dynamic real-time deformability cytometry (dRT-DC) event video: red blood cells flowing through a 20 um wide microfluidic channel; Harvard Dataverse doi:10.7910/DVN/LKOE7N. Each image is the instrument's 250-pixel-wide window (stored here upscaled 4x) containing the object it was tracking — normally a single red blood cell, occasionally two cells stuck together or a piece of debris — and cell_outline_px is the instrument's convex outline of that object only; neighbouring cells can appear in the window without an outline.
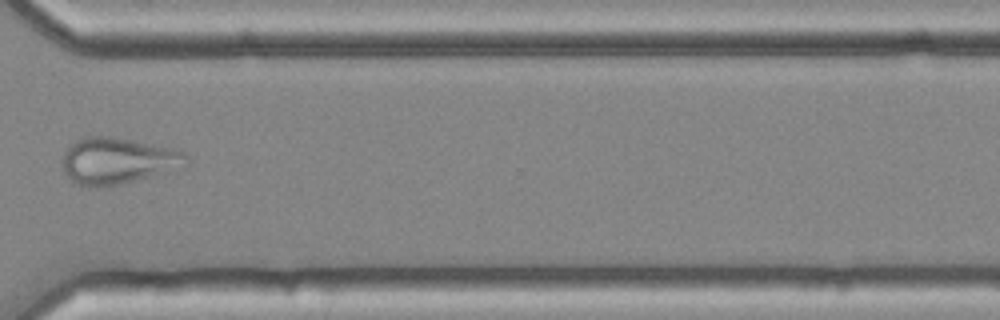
{"species": "common noctule bat (a hibernating species)", "species_latin": "Nyctalus noctula", "temperature_condition": "cold", "stored_images_in_passage": 13, "camera_frame_rate_fps": 3000, "um_per_image_px": 0.085, "animal": {"sex": "female", "body_mass_g": 25.1}, "frame": {"image": 1, "passage_image": 11, "time_ms": 3.333, "image_size_px": [1000, 320], "cell_outline_px": [[188, 168], [120, 184], [72, 184], [64, 172], [60, 164], [60, 160], [64, 152], [76, 140], [84, 136], [112, 136], [132, 140], [168, 148], [184, 152], [188, 156]], "centroid_in_image_um": [10.03, 13.65], "position_along_channel_um": 360.6, "area_um2": 33.58}}